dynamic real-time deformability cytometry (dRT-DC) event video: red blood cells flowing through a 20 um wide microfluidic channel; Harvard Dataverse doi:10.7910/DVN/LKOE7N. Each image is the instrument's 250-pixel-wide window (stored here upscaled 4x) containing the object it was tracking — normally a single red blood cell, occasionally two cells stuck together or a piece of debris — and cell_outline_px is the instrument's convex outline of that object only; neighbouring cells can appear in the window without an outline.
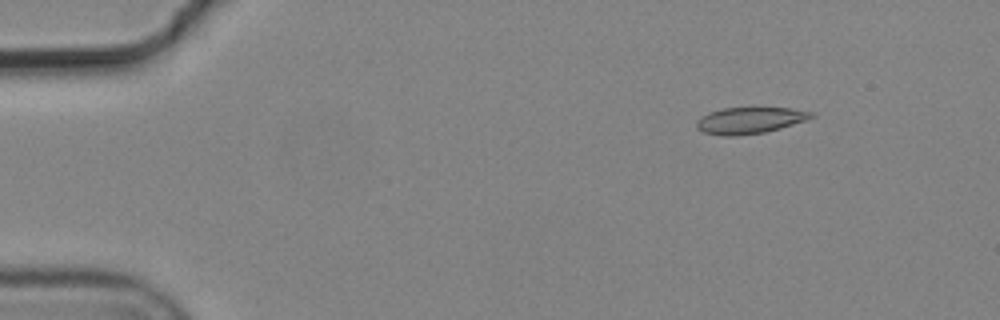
{"species": "common noctule bat (a hibernating species)", "species_latin": "Nyctalus noctula", "temperature_condition": "cold", "stored_images_in_passage": 5, "camera_frame_rate_fps": 3000, "um_per_image_px": 0.085, "animal": {"sex": "male", "body_mass_g": 19.2, "forearm_length_mm": 51.8}, "frame": {"image": 1, "passage_image": 1, "time_ms": 0.0, "image_size_px": [1000, 320], "cell_outline_px": [[816, 116], [780, 128], [764, 132], [736, 136], [724, 136], [704, 132], [696, 128], [696, 120], [700, 116], [708, 112], [724, 108], [792, 108], [816, 112]], "centroid_in_image_um": [63.71, 10.22], "position_along_channel_um": 21.3, "area_um2": 17.69}}
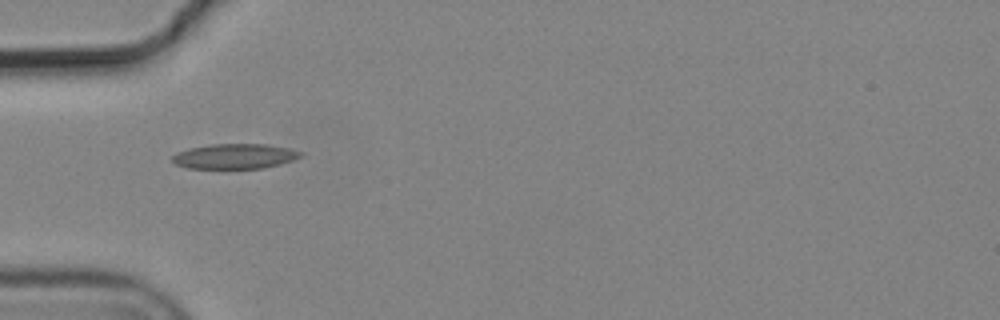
{"frame": {"image": 2, "passage_image": 4, "time_ms": 1.0, "image_size_px": [1000, 320], "cell_outline_px": [[304, 156], [280, 164], [264, 168], [184, 168], [176, 164], [172, 160], [172, 156], [176, 152], [188, 148], [212, 144], [268, 144], [288, 148], [304, 152]], "centroid_in_image_um": [19.96, 13.28], "position_along_channel_um": 65.0, "area_um2": 18.84}}
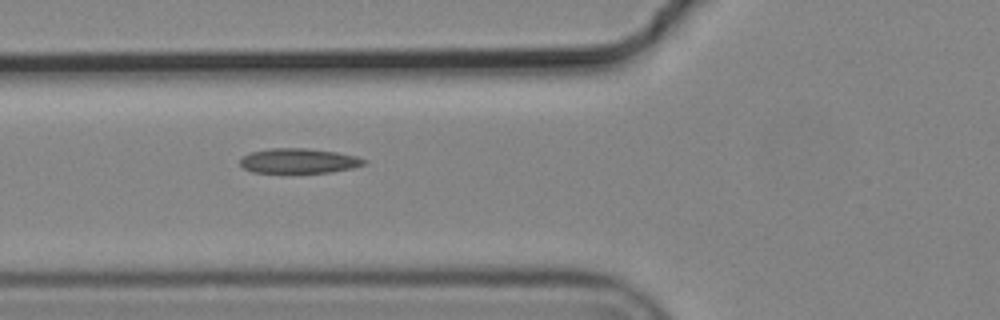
{"frame": {"image": 3, "passage_image": 5, "time_ms": 1.333, "image_size_px": [1000, 320], "cell_outline_px": [[368, 164], [352, 168], [332, 172], [252, 172], [244, 168], [240, 164], [240, 160], [244, 156], [252, 152], [272, 148], [308, 148], [336, 152], [356, 156], [368, 160]], "centroid_in_image_um": [25.46, 13.67], "position_along_channel_um": 100.3, "area_um2": 17.86}}